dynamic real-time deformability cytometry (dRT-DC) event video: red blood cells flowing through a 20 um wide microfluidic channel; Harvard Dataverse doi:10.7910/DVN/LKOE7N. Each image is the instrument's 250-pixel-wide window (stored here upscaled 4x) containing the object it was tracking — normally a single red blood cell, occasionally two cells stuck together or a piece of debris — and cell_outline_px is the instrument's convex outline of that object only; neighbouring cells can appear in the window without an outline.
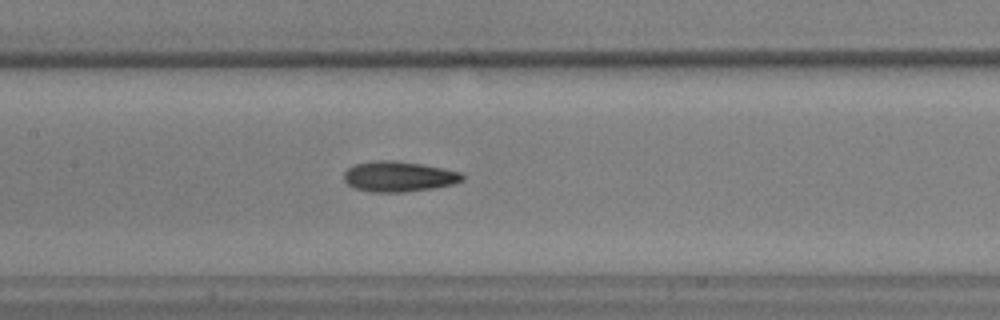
{"species": "common noctule bat (a hibernating species)", "species_latin": "Nyctalus noctula", "temperature_condition": "warm", "stored_images_in_passage": 27, "camera_frame_rate_fps": 3000, "um_per_image_px": 0.085, "animal": {"sex": "male", "body_mass_g": 17.9, "forearm_length_mm": 54.2}, "frame": {"image": 1, "passage_image": 12, "time_ms": 3.667, "image_size_px": [1000, 320], "cell_outline_px": [[464, 180], [452, 184], [432, 188], [404, 192], [368, 192], [356, 188], [348, 184], [344, 180], [344, 172], [348, 168], [356, 164], [380, 160], [396, 160], [424, 164], [460, 172], [464, 176]], "centroid_in_image_um": [33.89, 15.0], "position_along_channel_um": 173.5, "area_um2": 20.92}}
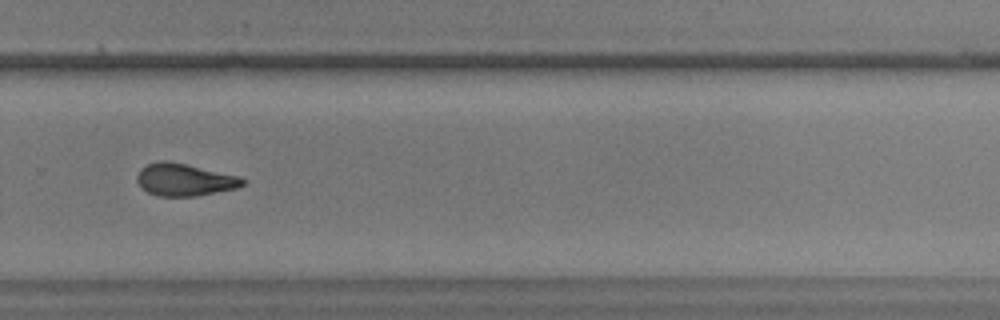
{"frame": {"image": 2, "passage_image": 22, "time_ms": 7.0, "image_size_px": [1000, 320], "cell_outline_px": [[244, 184], [236, 188], [196, 196], [156, 196], [140, 188], [136, 180], [136, 176], [140, 168], [148, 164], [160, 160], [184, 164], [240, 176], [244, 180]], "centroid_in_image_um": [15.63, 15.29], "position_along_channel_um": 314.2, "area_um2": 19.77}}
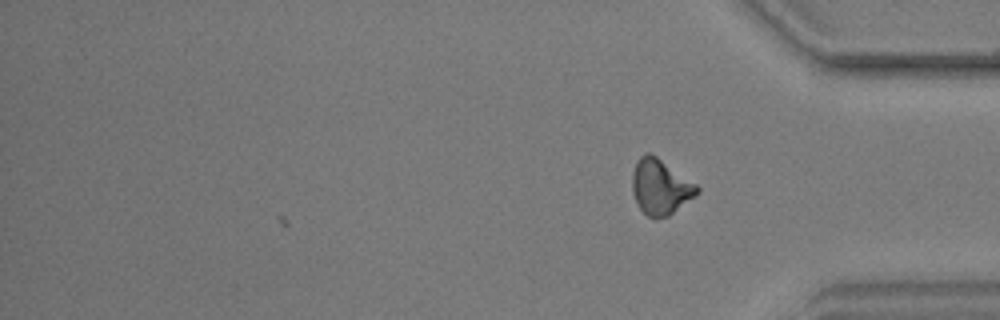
{"frame": {"image": 3, "passage_image": 27, "time_ms": 8.667, "image_size_px": [1000, 320], "cell_outline_px": [[700, 192], [696, 196], [668, 216], [656, 220], [648, 216], [640, 208], [632, 192], [632, 172], [636, 160], [644, 152], [648, 152], [656, 156], [696, 184], [700, 188]], "centroid_in_image_um": [56.12, 15.89], "position_along_channel_um": 379.1, "area_um2": 20.98}}